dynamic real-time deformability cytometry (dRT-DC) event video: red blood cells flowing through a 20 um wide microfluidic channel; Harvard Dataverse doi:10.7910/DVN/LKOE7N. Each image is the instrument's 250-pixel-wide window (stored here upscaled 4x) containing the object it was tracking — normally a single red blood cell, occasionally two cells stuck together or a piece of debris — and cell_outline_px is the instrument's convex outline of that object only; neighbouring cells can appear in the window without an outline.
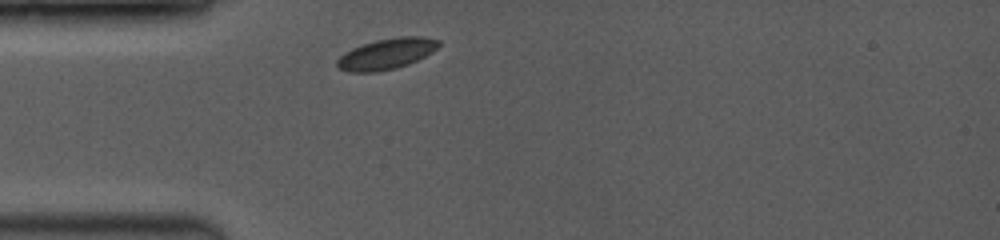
{"species": "common noctule bat (a hibernating species)", "species_latin": "Nyctalus noctula", "temperature_condition": "room temperature", "stored_images_in_passage": 1, "camera_frame_rate_fps": 3500, "um_per_image_px": 0.085, "animal": {"sex": "female", "body_mass_g": 19.0, "forearm_length_mm": 53.3}, "frame": {"image": 1, "passage_image": 1, "time_ms": 0.0, "image_size_px": [1000, 240], "cell_outline_px": [[440, 44], [432, 52], [408, 64], [376, 72], [348, 72], [336, 68], [336, 60], [344, 52], [352, 48], [376, 40], [400, 36], [424, 36], [440, 40]], "centroid_in_image_um": [32.82, 4.57], "position_along_channel_um": 52.2, "area_um2": 18.21}}